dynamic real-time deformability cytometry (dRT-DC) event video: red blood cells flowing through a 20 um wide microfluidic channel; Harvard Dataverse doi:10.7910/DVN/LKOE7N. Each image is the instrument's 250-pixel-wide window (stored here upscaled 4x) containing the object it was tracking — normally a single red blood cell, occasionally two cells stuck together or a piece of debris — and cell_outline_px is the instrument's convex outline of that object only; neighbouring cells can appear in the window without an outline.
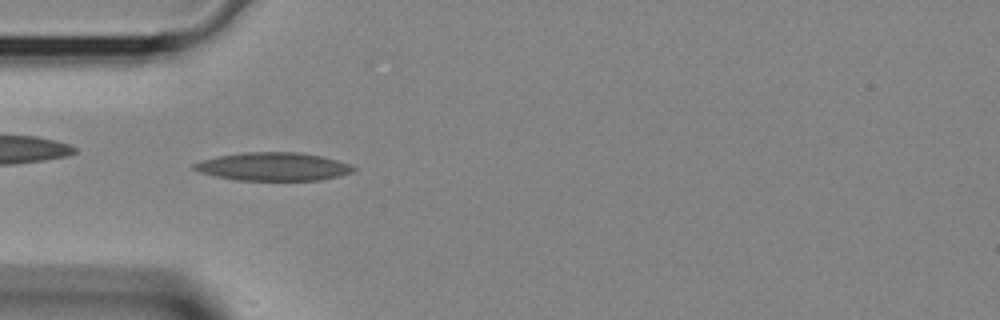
{"species": "Egyptian fruit bat (a non-hibernating species)", "species_latin": "Rousettus aegyptiacus", "temperature_condition": "room temperature", "stored_images_in_passage": 32, "camera_frame_rate_fps": 3000, "um_per_image_px": 0.085, "animal": {"sex": "female"}, "frame": {"image": 1, "passage_image": 10, "time_ms": 3.0, "image_size_px": [1000, 320], "cell_outline_px": [[356, 168], [352, 172], [340, 176], [320, 180], [236, 180], [216, 176], [200, 172], [192, 168], [192, 164], [200, 160], [220, 156], [244, 152], [300, 152], [320, 156], [336, 160], [348, 164]], "centroid_in_image_um": [23.21, 14.16], "position_along_channel_um": 61.8, "area_um2": 26.07}}
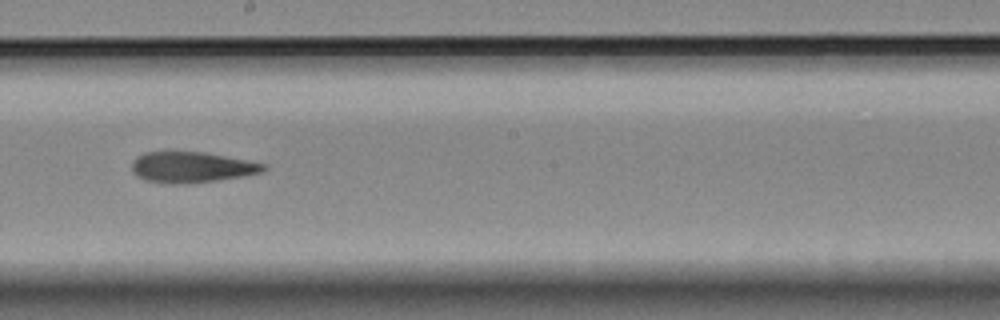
{"frame": {"image": 2, "passage_image": 20, "time_ms": 6.333, "image_size_px": [1000, 320], "cell_outline_px": [[268, 168], [264, 172], [244, 176], [216, 180], [184, 184], [168, 184], [144, 180], [136, 176], [132, 172], [132, 160], [136, 156], [144, 152], [172, 148], [204, 152], [268, 164]], "centroid_in_image_um": [16.23, 14.17], "position_along_channel_um": 232.0, "area_um2": 24.74}}
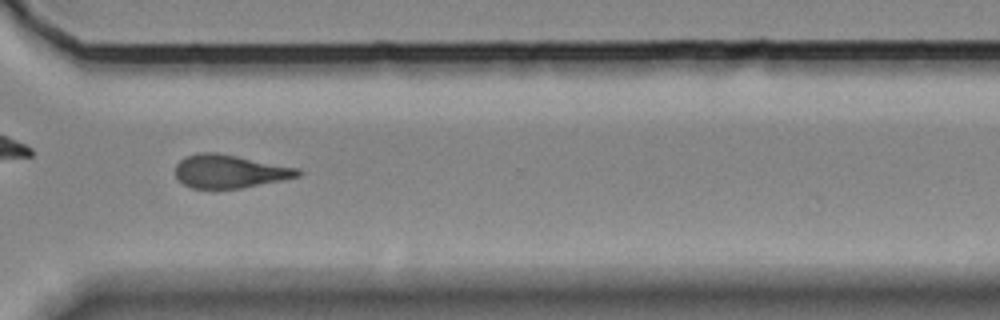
{"frame": {"image": 3, "passage_image": 27, "time_ms": 8.667, "image_size_px": [1000, 320], "cell_outline_px": [[304, 172], [300, 176], [284, 180], [240, 188], [192, 188], [184, 184], [176, 176], [176, 164], [184, 156], [200, 152], [216, 152], [296, 168]], "centroid_in_image_um": [19.51, 14.56], "position_along_channel_um": 351.1, "area_um2": 23.52}}